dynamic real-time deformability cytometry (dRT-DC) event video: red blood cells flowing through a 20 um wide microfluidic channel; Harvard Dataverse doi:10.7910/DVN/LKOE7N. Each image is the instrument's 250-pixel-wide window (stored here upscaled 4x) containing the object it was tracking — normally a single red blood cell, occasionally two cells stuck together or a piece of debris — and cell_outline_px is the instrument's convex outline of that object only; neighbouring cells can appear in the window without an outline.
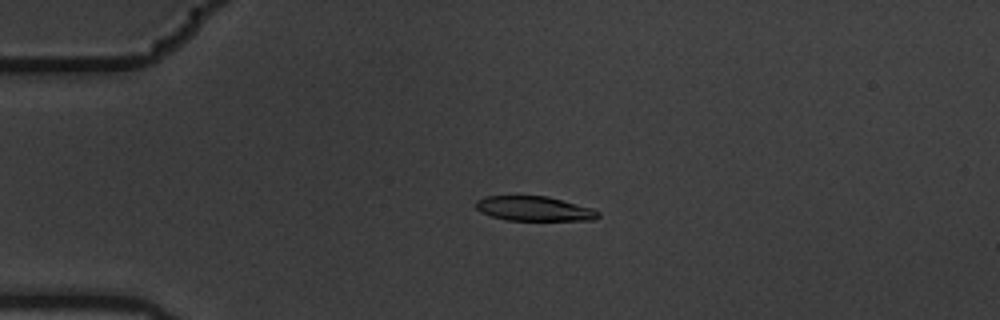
{"species": "common noctule bat (a hibernating species)", "species_latin": "Nyctalus noctula", "temperature_condition": "warm", "stored_images_in_passage": 6, "camera_frame_rate_fps": 3000, "um_per_image_px": 0.085, "animal": {"sex": "male", "body_mass_g": 19.5, "forearm_length_mm": 54.6}, "frame": {"image": 1, "passage_image": 5, "time_ms": 1.333, "image_size_px": [1000, 320], "cell_outline_px": [[600, 216], [596, 220], [508, 220], [492, 216], [480, 212], [476, 208], [476, 200], [484, 196], [548, 196], [592, 208], [600, 212]], "centroid_in_image_um": [45.42, 17.73], "position_along_channel_um": 39.6, "area_um2": 17.57}}